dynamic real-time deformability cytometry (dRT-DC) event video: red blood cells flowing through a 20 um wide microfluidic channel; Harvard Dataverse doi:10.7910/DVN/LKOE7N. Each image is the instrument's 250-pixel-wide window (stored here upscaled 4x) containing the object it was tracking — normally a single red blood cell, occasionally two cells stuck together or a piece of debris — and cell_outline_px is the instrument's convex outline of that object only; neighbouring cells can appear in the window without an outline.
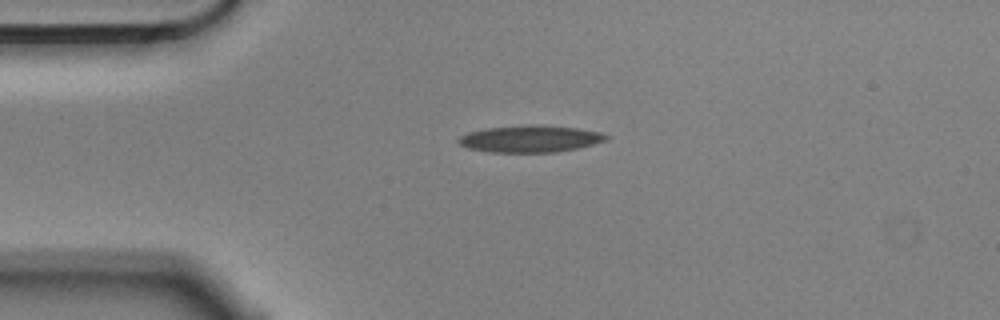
{"species": "Egyptian fruit bat (a non-hibernating species)", "species_latin": "Rousettus aegyptiacus", "temperature_condition": "cold", "stored_images_in_passage": 2, "camera_frame_rate_fps": 3000, "um_per_image_px": 0.085, "animal": {"sex": "male"}, "frame": {"image": 1, "passage_image": 1, "time_ms": 0.0, "image_size_px": [1000, 320], "cell_outline_px": [[612, 136], [608, 140], [576, 148], [556, 152], [488, 152], [468, 148], [460, 144], [456, 140], [460, 136], [468, 132], [484, 128], [524, 124], [536, 124], [576, 128], [600, 132]], "centroid_in_image_um": [45.05, 11.78], "position_along_channel_um": 39.9, "area_um2": 23.35}}